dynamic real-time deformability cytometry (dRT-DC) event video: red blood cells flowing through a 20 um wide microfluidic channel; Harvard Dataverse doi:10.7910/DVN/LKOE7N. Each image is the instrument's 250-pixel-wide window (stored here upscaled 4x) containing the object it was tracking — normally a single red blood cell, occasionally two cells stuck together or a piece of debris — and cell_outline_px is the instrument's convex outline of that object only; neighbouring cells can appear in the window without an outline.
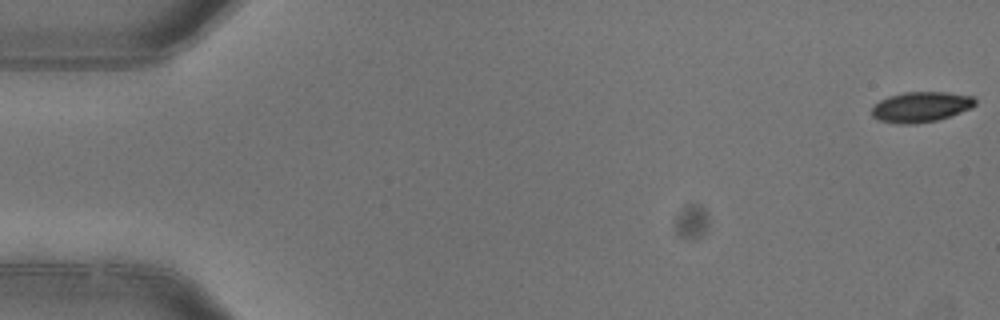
{"species": "common noctule bat (a hibernating species)", "species_latin": "Nyctalus noctula", "temperature_condition": "warm", "stored_images_in_passage": 5, "camera_frame_rate_fps": 3000, "um_per_image_px": 0.085, "animal": {"sex": "female"}, "frame": {"image": 1, "passage_image": 1, "time_ms": 0.0, "image_size_px": [1000, 320], "cell_outline_px": [[976, 104], [972, 108], [936, 120], [916, 124], [896, 124], [876, 120], [872, 116], [872, 108], [880, 100], [888, 96], [904, 92], [948, 92], [972, 96], [976, 100]], "centroid_in_image_um": [78.25, 9.09], "position_along_channel_um": 6.7, "area_um2": 18.38}}
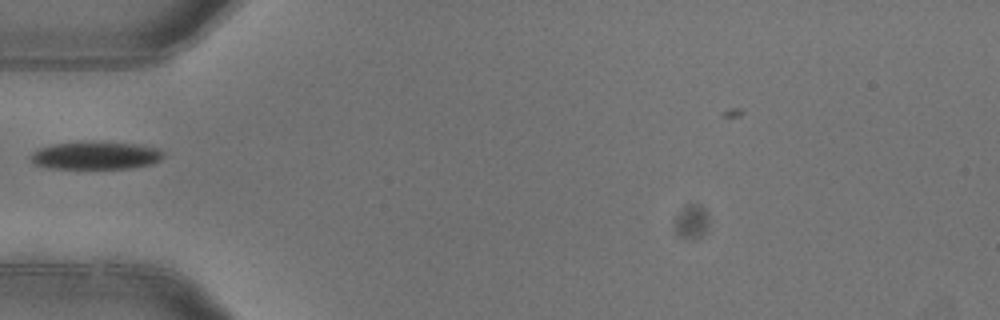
{"frame": {"image": 2, "passage_image": 5, "time_ms": 1.333, "image_size_px": [1000, 320], "cell_outline_px": [[164, 156], [160, 160], [152, 164], [128, 168], [52, 168], [36, 164], [32, 160], [32, 152], [40, 148], [52, 144], [84, 140], [140, 144], [160, 148], [164, 152]], "centroid_in_image_um": [8.2, 13.18], "position_along_channel_um": 76.8, "area_um2": 21.79}}